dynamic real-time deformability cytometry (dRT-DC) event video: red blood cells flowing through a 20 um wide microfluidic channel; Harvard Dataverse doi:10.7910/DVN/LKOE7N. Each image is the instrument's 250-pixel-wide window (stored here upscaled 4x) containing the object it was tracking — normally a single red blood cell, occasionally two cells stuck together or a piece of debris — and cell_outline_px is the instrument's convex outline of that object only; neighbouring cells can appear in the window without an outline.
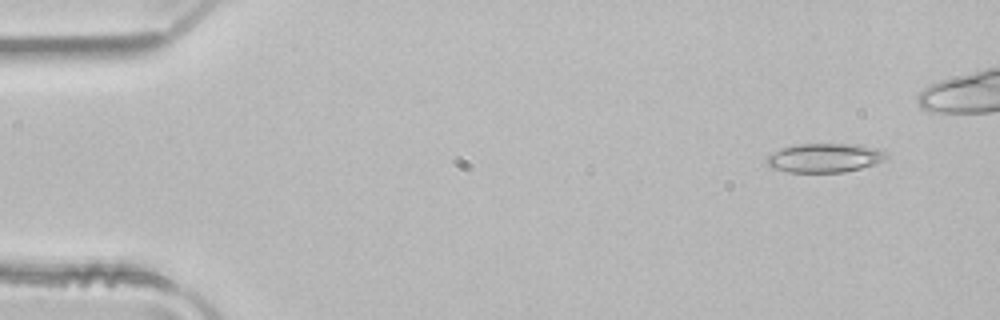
{"species": "common noctule bat (a hibernating species)", "species_latin": "Nyctalus noctula", "temperature_condition": "room temperature", "stored_images_in_passage": 6, "camera_frame_rate_fps": 3000, "um_per_image_px": 0.085, "animal": {"sex": "male", "body_mass_g": 21.5, "forearm_length_mm": 52.0}, "frame": {"image": 1, "passage_image": 2, "time_ms": 0.333, "image_size_px": [1000, 320], "cell_outline_px": [[892, 156], [876, 164], [844, 172], [788, 172], [772, 168], [764, 160], [768, 156], [780, 148], [796, 144], [856, 144], [876, 148], [888, 152]], "centroid_in_image_um": [70.14, 13.41], "position_along_channel_um": 14.9, "area_um2": 20.46}}
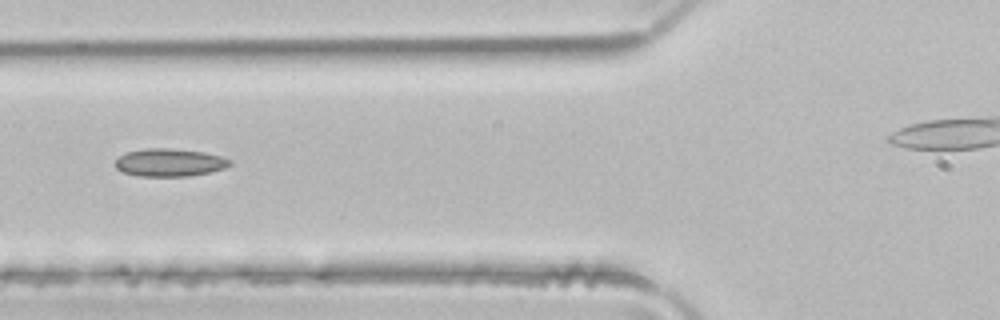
{"frame": {"image": 2, "passage_image": 6, "time_ms": 1.667, "image_size_px": [1000, 320], "cell_outline_px": [[232, 164], [224, 168], [208, 172], [188, 176], [140, 176], [124, 172], [116, 168], [116, 160], [124, 152], [144, 148], [168, 148], [204, 152], [220, 156], [232, 160]], "centroid_in_image_um": [14.41, 13.8], "position_along_channel_um": 111.4, "area_um2": 18.5}}